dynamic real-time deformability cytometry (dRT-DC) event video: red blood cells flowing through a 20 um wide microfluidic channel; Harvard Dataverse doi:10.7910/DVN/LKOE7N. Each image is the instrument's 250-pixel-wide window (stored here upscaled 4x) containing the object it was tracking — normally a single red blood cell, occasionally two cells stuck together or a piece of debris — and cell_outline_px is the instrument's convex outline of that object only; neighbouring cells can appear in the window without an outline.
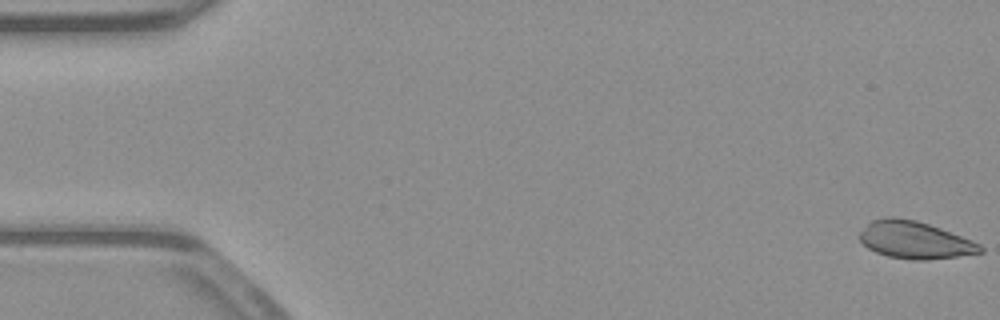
{"species": "common noctule bat (a hibernating species)", "species_latin": "Nyctalus noctula", "temperature_condition": "warm", "stored_images_in_passage": 53, "camera_frame_rate_fps": 3000, "um_per_image_px": 0.085, "animal": {"sex": "male", "body_mass_g": 23.1, "forearm_length_mm": 52.7}, "frame": {"image": 1, "passage_image": 1, "time_ms": 0.0, "image_size_px": [1000, 320], "cell_outline_px": [[984, 252], [928, 260], [912, 260], [888, 256], [876, 252], [868, 248], [860, 240], [860, 232], [872, 220], [884, 216], [896, 216], [916, 220], [940, 228], [972, 240], [980, 244], [984, 248]], "centroid_in_image_um": [77.76, 20.39], "position_along_channel_um": 7.2, "area_um2": 26.18}}
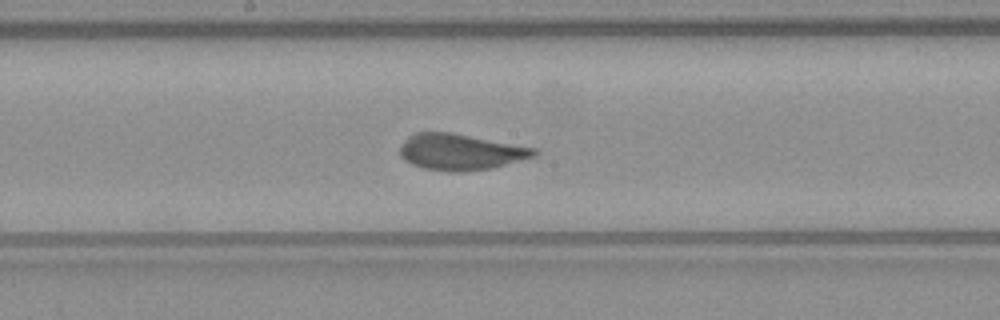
{"frame": {"image": 2, "passage_image": 28, "time_ms": 9.0, "image_size_px": [1000, 320], "cell_outline_px": [[540, 152], [536, 156], [492, 168], [464, 172], [448, 172], [424, 168], [412, 164], [404, 160], [400, 156], [400, 148], [404, 140], [408, 136], [416, 132], [452, 132], [536, 148]], "centroid_in_image_um": [39.15, 12.92], "position_along_channel_um": 209.1, "area_um2": 28.5}}
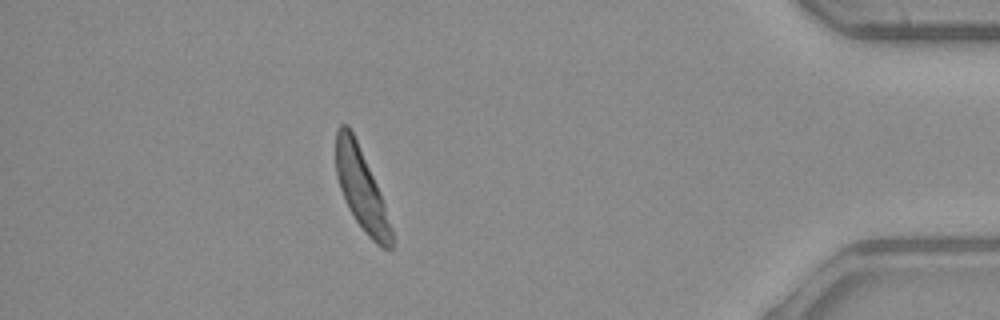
{"frame": {"image": 3, "passage_image": 47, "time_ms": 15.333, "image_size_px": [1000, 320], "cell_outline_px": [[392, 248], [380, 248], [364, 232], [348, 208], [340, 188], [336, 176], [336, 132], [340, 124], [348, 124], [356, 140], [380, 192], [392, 228]], "centroid_in_image_um": [30.7, 16.08], "position_along_channel_um": 404.5, "area_um2": 25.89}, "authors_computed_cell_mechanics": {"area_um2": 27.0504, "velocity_mm_per_s": 3.9144, "shape_relaxation_time_tau1_ms": 4.1754, "shape_relaxation_time_tau2_ms": null, "deformation_change_tau1": 0.2013, "deformation_change_tau2": null}}